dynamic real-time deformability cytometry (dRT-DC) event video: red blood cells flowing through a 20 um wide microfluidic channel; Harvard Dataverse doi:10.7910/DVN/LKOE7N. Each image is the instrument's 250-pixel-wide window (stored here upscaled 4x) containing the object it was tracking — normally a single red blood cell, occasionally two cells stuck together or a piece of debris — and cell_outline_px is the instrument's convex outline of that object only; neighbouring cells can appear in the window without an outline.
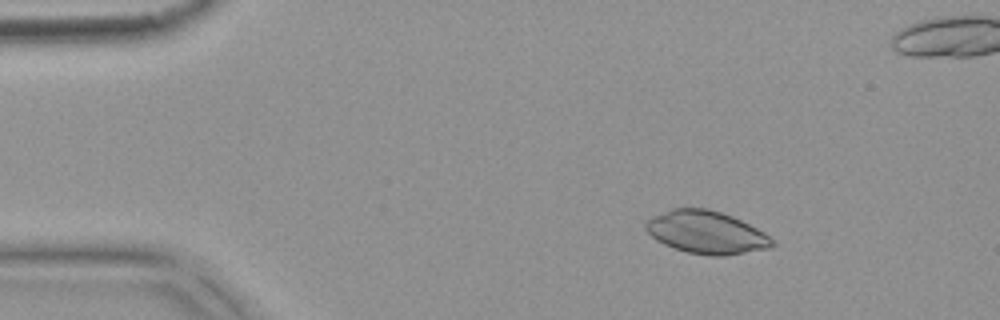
{"species": "common noctule bat (a hibernating species)", "species_latin": "Nyctalus noctula", "temperature_condition": "warm", "stored_images_in_passage": 4, "camera_frame_rate_fps": 3000, "um_per_image_px": 0.085, "animal": {"sex": "female", "body_mass_g": 18.4}, "frame": {"image": 1, "passage_image": 1, "time_ms": 0.0, "image_size_px": [1000, 320], "cell_outline_px": [[776, 244], [772, 248], [724, 256], [708, 256], [688, 252], [672, 248], [656, 240], [644, 228], [644, 224], [652, 216], [672, 208], [708, 208], [732, 216], [764, 232], [776, 240]], "centroid_in_image_um": [60.06, 19.76], "position_along_channel_um": 24.9, "area_um2": 31.73}}